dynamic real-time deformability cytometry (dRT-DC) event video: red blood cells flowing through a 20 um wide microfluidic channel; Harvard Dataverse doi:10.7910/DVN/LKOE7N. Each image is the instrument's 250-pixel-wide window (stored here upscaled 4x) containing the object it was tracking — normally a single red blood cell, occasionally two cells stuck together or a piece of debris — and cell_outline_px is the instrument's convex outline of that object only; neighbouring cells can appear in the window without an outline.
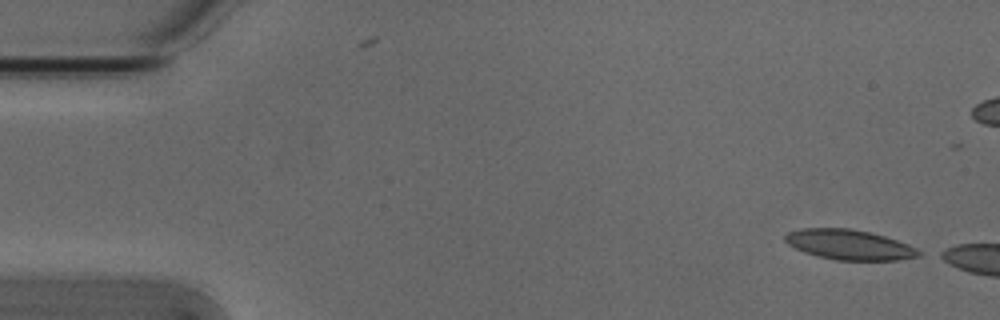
{"species": "Egyptian fruit bat (a non-hibernating species)", "species_latin": "Rousettus aegyptiacus", "temperature_condition": "cold", "stored_images_in_passage": 2, "camera_frame_rate_fps": 3000, "um_per_image_px": 0.085, "animal": {"sex": "male"}, "frame": {"image": 1, "passage_image": 2, "time_ms": 0.333, "image_size_px": [1000, 320], "cell_outline_px": [[924, 252], [920, 256], [896, 260], [836, 260], [816, 256], [804, 252], [788, 244], [784, 240], [784, 236], [788, 232], [800, 228], [848, 228], [868, 232], [884, 236], [908, 244]], "centroid_in_image_um": [72.18, 20.8], "position_along_channel_um": 12.8, "area_um2": 23.41}}